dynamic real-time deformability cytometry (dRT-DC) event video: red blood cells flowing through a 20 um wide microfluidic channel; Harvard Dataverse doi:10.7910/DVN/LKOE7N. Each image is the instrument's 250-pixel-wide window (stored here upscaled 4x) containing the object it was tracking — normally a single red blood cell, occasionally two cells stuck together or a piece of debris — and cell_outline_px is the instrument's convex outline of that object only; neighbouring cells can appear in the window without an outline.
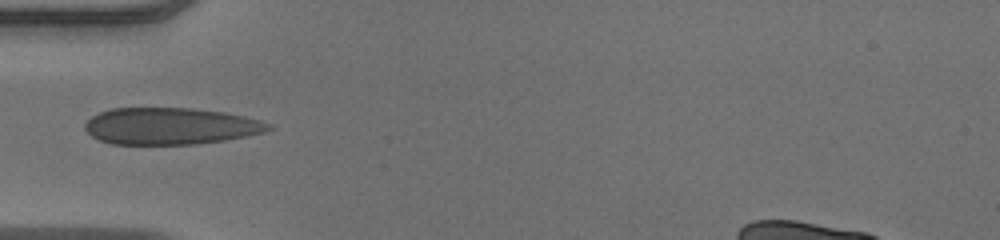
{"species": "human", "species_latin": "Homo sapiens", "temperature_condition": "warm", "stored_images_in_passage": 34, "camera_frame_rate_fps": 3000, "um_per_image_px": 0.085, "donor": {"sex": "male"}, "frame": {"image": 1, "passage_image": 1, "time_ms": 0.0, "image_size_px": [1000, 240], "cell_outline_px": [[276, 128], [264, 132], [248, 136], [224, 140], [196, 144], [112, 144], [100, 140], [92, 136], [84, 128], [84, 124], [92, 116], [100, 112], [112, 108], [192, 108], [224, 112], [244, 116], [260, 120], [272, 124]], "centroid_in_image_um": [14.53, 10.72], "position_along_channel_um": 70.5, "area_um2": 39.48}}
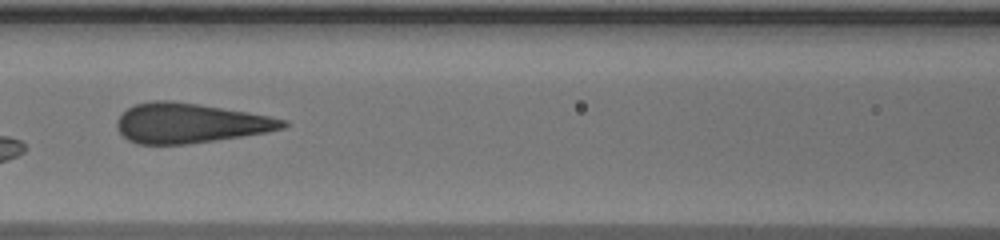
{"frame": {"image": 2, "passage_image": 7, "time_ms": 2.0, "image_size_px": [1000, 240], "cell_outline_px": [[288, 124], [284, 128], [268, 132], [184, 144], [140, 144], [128, 140], [120, 132], [116, 124], [120, 116], [128, 108], [136, 104], [152, 100], [172, 100], [200, 104], [248, 112], [288, 120]], "centroid_in_image_um": [16.16, 10.45], "position_along_channel_um": 150.4, "area_um2": 38.15}}
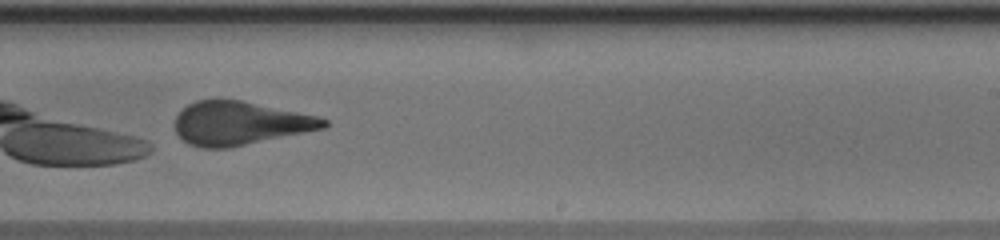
{"frame": {"image": 3, "passage_image": 16, "time_ms": 5.0, "image_size_px": [1000, 240], "cell_outline_px": [[328, 124], [324, 128], [228, 148], [204, 148], [188, 144], [176, 132], [176, 116], [188, 104], [196, 100], [240, 100], [316, 116], [328, 120]], "centroid_in_image_um": [20.37, 10.48], "position_along_channel_um": 268.6, "area_um2": 37.11}, "authors_computed_cell_mechanics": {"area_um2": 38.2347, "velocity_mm_per_s": 3.9454, "shape_relaxation_time_tau1_ms": 7.1142, "shape_relaxation_time_tau2_ms": null, "deformation_change_tau1": 0.1896, "deformation_change_tau2": null}}